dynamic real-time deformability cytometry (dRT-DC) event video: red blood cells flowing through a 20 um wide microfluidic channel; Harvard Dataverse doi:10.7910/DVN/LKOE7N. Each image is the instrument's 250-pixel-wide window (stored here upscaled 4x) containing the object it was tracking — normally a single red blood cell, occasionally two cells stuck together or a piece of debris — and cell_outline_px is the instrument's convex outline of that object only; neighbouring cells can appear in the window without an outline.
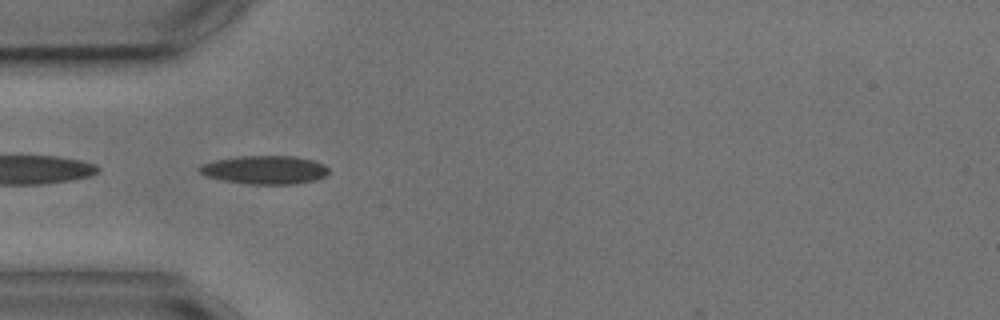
{"species": "common noctule bat (a hibernating species)", "species_latin": "Nyctalus noctula", "temperature_condition": "cold", "stored_images_in_passage": 10, "camera_frame_rate_fps": 3000, "um_per_image_px": 0.085, "animal": {"sex": "male", "body_mass_g": 17.9, "forearm_length_mm": 54.2}, "frame": {"image": 1, "passage_image": 5, "time_ms": 4.667, "image_size_px": [1000, 320], "cell_outline_px": [[328, 172], [324, 176], [316, 180], [296, 184], [248, 184], [224, 180], [208, 176], [200, 172], [196, 168], [200, 164], [216, 160], [236, 156], [296, 156], [312, 160], [324, 164], [328, 168]], "centroid_in_image_um": [22.51, 14.43], "position_along_channel_um": 62.5, "area_um2": 21.44}}
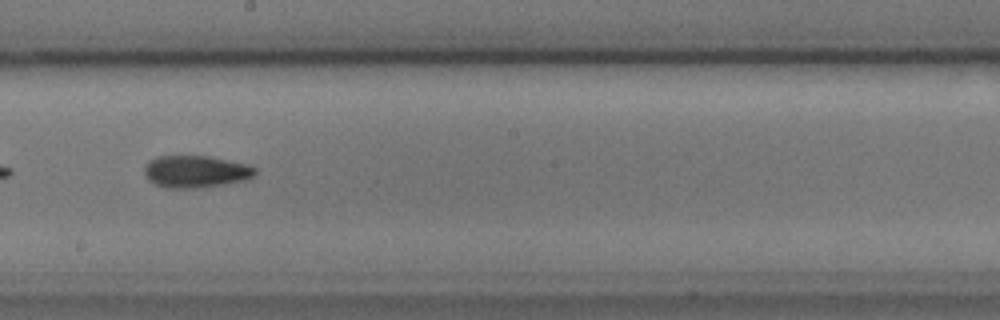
{"frame": {"image": 2, "passage_image": 9, "time_ms": 9.333, "image_size_px": [1000, 320], "cell_outline_px": [[256, 172], [252, 176], [244, 180], [224, 184], [196, 188], [168, 188], [156, 184], [148, 180], [144, 176], [144, 164], [148, 160], [156, 156], [208, 156], [248, 164], [256, 168]], "centroid_in_image_um": [16.58, 14.57], "position_along_channel_um": 231.6, "area_um2": 20.81}}
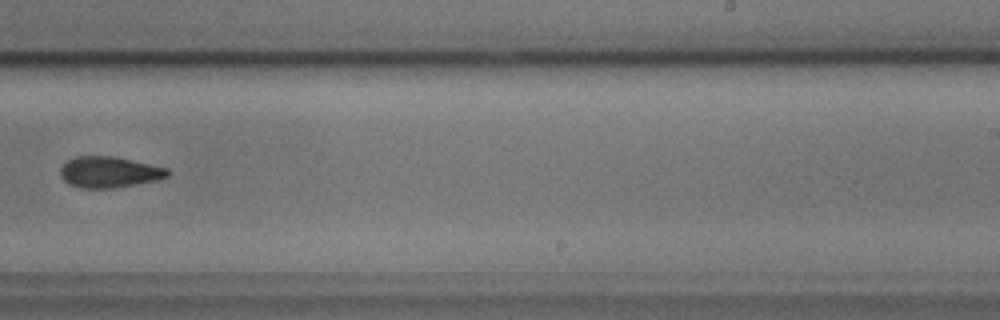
{"frame": {"image": 3, "passage_image": 10, "time_ms": 10.667, "image_size_px": [1000, 320], "cell_outline_px": [[172, 172], [168, 176], [160, 180], [112, 188], [80, 188], [68, 184], [60, 176], [60, 168], [68, 160], [76, 156], [116, 156], [168, 168]], "centroid_in_image_um": [9.31, 14.63], "position_along_channel_um": 279.7, "area_um2": 19.65}}